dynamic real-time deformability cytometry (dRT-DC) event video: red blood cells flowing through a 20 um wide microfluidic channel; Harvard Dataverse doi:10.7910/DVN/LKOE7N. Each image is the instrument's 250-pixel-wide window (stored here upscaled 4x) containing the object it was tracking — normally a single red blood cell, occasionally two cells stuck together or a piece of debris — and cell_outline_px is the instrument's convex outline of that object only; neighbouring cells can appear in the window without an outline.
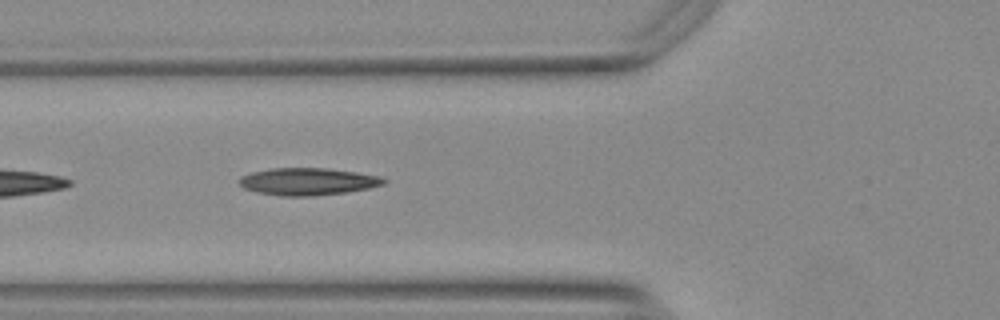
{"species": "Egyptian fruit bat (a non-hibernating species)", "species_latin": "Rousettus aegyptiacus", "temperature_condition": "warm", "stored_images_in_passage": 14, "camera_frame_rate_fps": 3000, "um_per_image_px": 0.085, "animal": {"sex": "female"}, "frame": {"image": 1, "passage_image": 5, "time_ms": 1.333, "image_size_px": [1000, 320], "cell_outline_px": [[388, 180], [384, 184], [368, 188], [344, 192], [312, 196], [280, 196], [256, 192], [244, 188], [240, 184], [240, 176], [252, 172], [272, 168], [324, 168], [356, 172], [380, 176]], "centroid_in_image_um": [26.15, 15.43], "position_along_channel_um": 99.6, "area_um2": 22.83}}
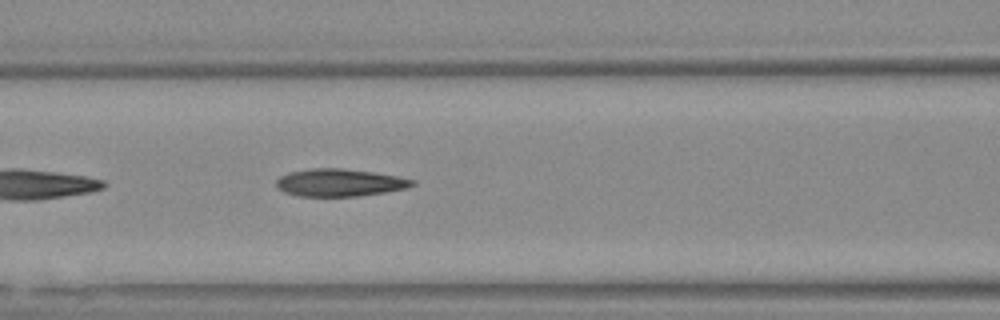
{"frame": {"image": 2, "passage_image": 8, "time_ms": 2.333, "image_size_px": [1000, 320], "cell_outline_px": [[416, 184], [408, 188], [360, 196], [300, 196], [284, 192], [276, 188], [276, 180], [280, 176], [288, 172], [312, 168], [344, 168], [372, 172], [396, 176], [416, 180]], "centroid_in_image_um": [28.86, 15.52], "position_along_channel_um": 137.7, "area_um2": 21.91}}
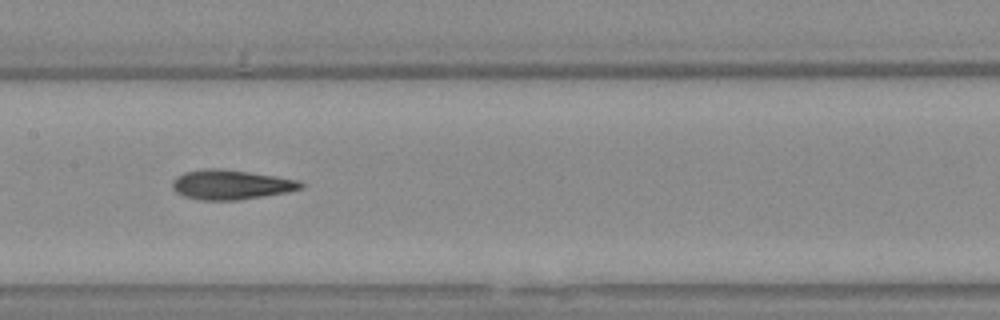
{"frame": {"image": 3, "passage_image": 12, "time_ms": 3.667, "image_size_px": [1000, 320], "cell_outline_px": [[304, 184], [300, 188], [288, 192], [236, 200], [200, 200], [184, 196], [176, 192], [172, 188], [172, 180], [176, 176], [184, 172], [204, 168], [216, 168], [248, 172], [276, 176], [300, 180]], "centroid_in_image_um": [19.59, 15.69], "position_along_channel_um": 187.8, "area_um2": 22.14}}